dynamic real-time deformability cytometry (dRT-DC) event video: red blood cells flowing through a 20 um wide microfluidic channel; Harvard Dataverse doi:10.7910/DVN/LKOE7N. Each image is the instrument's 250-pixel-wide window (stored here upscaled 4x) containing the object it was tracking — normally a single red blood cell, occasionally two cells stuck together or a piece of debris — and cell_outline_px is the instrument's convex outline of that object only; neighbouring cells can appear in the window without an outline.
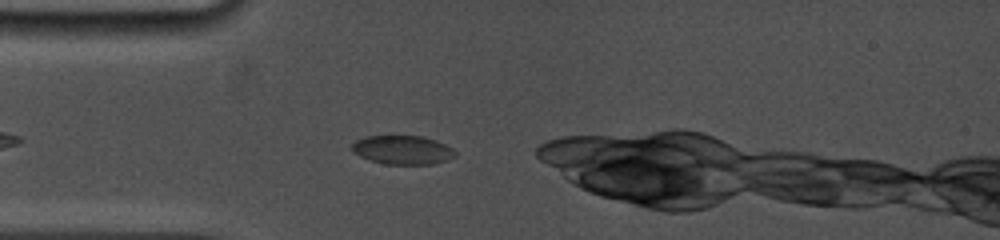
{"species": "common noctule bat (a hibernating species)", "species_latin": "Nyctalus noctula", "temperature_condition": "cold", "stored_images_in_passage": 7, "camera_frame_rate_fps": 5000, "um_per_image_px": 0.085, "animal": {"sex": "female", "body_mass_g": 19.0, "forearm_length_mm": 53.3}, "frame": {"image": 1, "passage_image": 3, "time_ms": 0.8, "image_size_px": [1000, 240], "cell_outline_px": [[456, 156], [448, 160], [432, 164], [384, 164], [360, 156], [352, 152], [352, 144], [356, 140], [364, 136], [424, 136], [436, 140], [452, 148], [456, 152]], "centroid_in_image_um": [34.23, 12.74], "position_along_channel_um": 50.8, "area_um2": 17.4}}
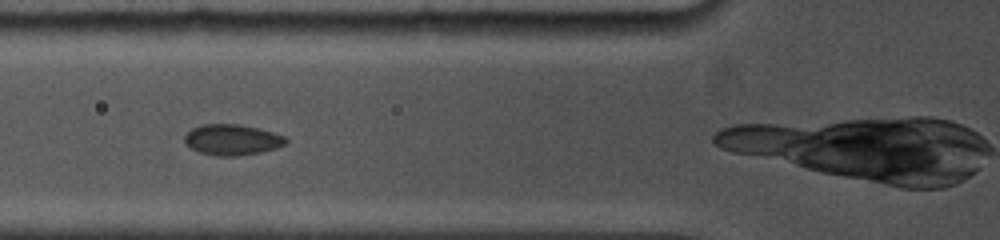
{"frame": {"image": 2, "passage_image": 5, "time_ms": 2.4, "image_size_px": [1000, 240], "cell_outline_px": [[288, 140], [284, 144], [276, 148], [260, 152], [236, 156], [216, 156], [200, 152], [184, 144], [184, 136], [192, 128], [200, 124], [240, 124], [272, 132], [284, 136]], "centroid_in_image_um": [19.69, 11.87], "position_along_channel_um": 106.1, "area_um2": 18.09}}